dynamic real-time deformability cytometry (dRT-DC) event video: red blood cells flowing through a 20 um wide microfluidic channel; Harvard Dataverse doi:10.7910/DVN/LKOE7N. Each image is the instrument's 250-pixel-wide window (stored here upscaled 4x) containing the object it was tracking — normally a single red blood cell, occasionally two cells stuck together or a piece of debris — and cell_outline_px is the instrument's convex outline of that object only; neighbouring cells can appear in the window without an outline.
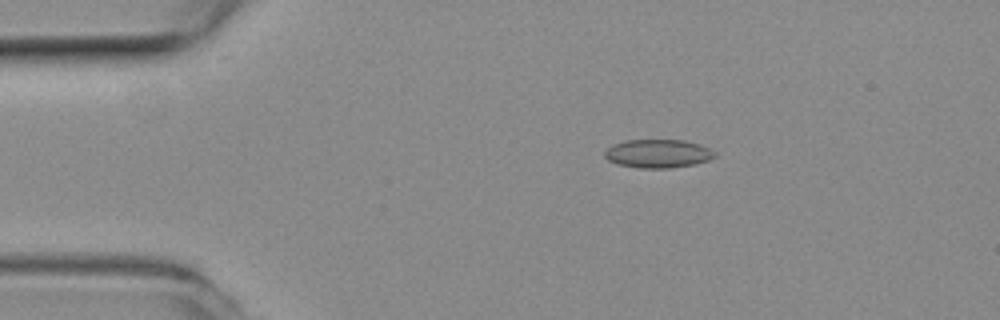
{"species": "common noctule bat (a hibernating species)", "species_latin": "Nyctalus noctula", "temperature_condition": "room temperature", "stored_images_in_passage": 18, "camera_frame_rate_fps": 3000, "um_per_image_px": 0.085, "animal": {"sex": "female", "body_mass_g": 19.3, "forearm_length_mm": 54.1}, "frame": {"image": 1, "passage_image": 10, "time_ms": 3.0, "image_size_px": [1000, 320], "cell_outline_px": [[716, 156], [708, 160], [692, 164], [668, 168], [640, 168], [616, 164], [608, 160], [604, 156], [604, 152], [612, 144], [624, 140], [684, 140], [700, 144], [716, 152]], "centroid_in_image_um": [55.9, 13.05], "position_along_channel_um": 29.1, "area_um2": 18.26}}
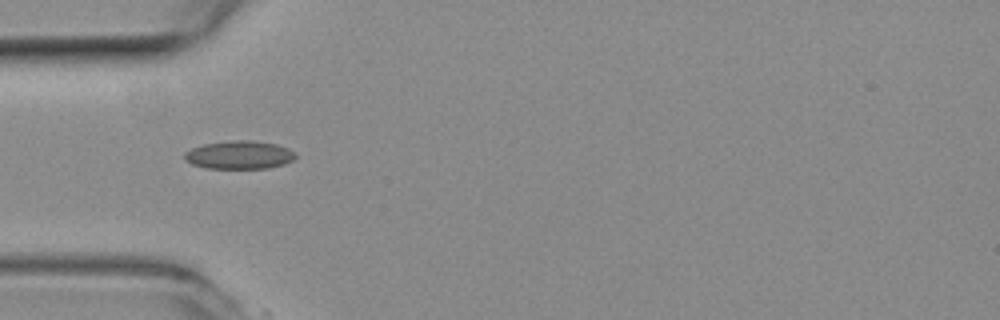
{"frame": {"image": 2, "passage_image": 17, "time_ms": 5.333, "image_size_px": [1000, 320], "cell_outline_px": [[296, 156], [292, 160], [284, 164], [268, 168], [204, 168], [192, 164], [184, 160], [184, 152], [192, 148], [204, 144], [232, 140], [252, 140], [276, 144], [288, 148], [296, 152]], "centroid_in_image_um": [20.33, 13.16], "position_along_channel_um": 64.7, "area_um2": 18.32}}